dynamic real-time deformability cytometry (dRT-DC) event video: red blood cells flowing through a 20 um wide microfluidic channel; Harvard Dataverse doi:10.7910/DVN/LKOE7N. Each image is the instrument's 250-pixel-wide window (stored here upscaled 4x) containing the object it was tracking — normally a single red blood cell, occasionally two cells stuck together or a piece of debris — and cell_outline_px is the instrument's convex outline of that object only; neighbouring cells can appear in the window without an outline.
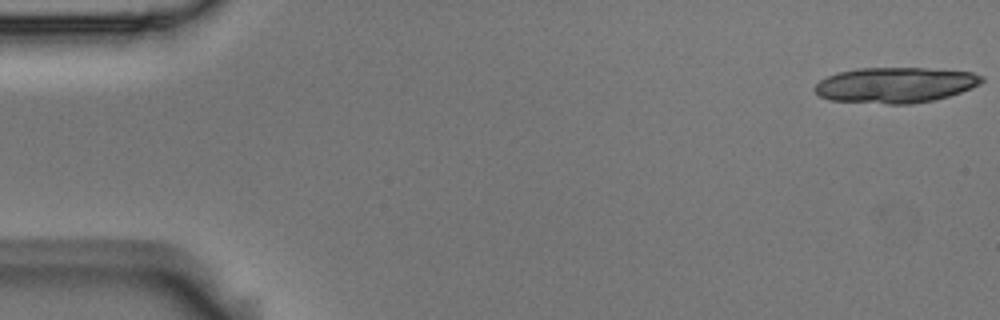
{"species": "Egyptian fruit bat (a non-hibernating species)", "species_latin": "Rousettus aegyptiacus", "temperature_condition": "room temperature", "stored_images_in_passage": 5, "camera_frame_rate_fps": 3000, "um_per_image_px": 0.085, "animal": {"sex": "male"}, "frame": {"image": 1, "passage_image": 1, "time_ms": 0.0, "image_size_px": [1000, 320], "cell_outline_px": [[984, 80], [980, 84], [972, 88], [948, 96], [932, 100], [912, 104], [888, 104], [832, 100], [820, 96], [812, 88], [820, 80], [836, 72], [856, 68], [924, 68], [972, 72], [984, 76]], "centroid_in_image_um": [76.1, 7.22], "position_along_channel_um": 8.9, "area_um2": 34.62}}